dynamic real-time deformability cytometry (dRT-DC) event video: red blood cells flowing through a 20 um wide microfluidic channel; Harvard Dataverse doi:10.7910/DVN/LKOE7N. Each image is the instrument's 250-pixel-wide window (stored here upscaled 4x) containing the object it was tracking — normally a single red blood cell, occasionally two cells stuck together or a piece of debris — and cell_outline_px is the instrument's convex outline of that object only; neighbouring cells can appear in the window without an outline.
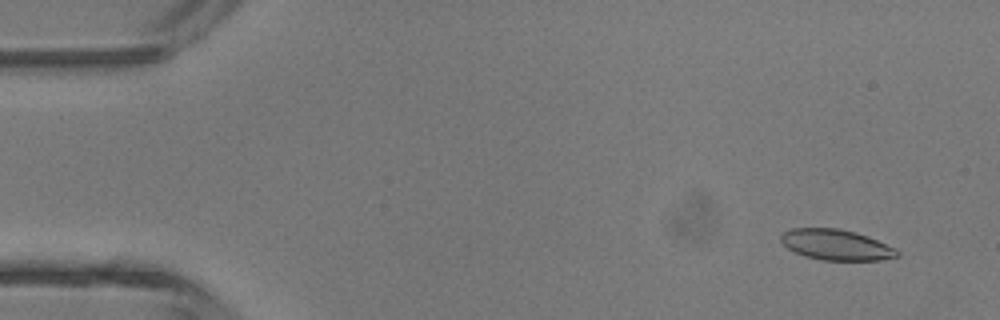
{"species": "common noctule bat (a hibernating species)", "species_latin": "Nyctalus noctula", "temperature_condition": "room temperature", "stored_images_in_passage": 47, "camera_frame_rate_fps": 3000, "um_per_image_px": 0.085, "animal": {"sex": "male", "body_mass_g": 13.3}, "frame": {"image": 1, "passage_image": 4, "time_ms": 1.0, "image_size_px": [1000, 320], "cell_outline_px": [[900, 256], [880, 260], [824, 260], [804, 256], [788, 248], [780, 240], [780, 236], [784, 232], [792, 228], [840, 228], [856, 232], [868, 236], [896, 248], [900, 252]], "centroid_in_image_um": [71.1, 20.8], "position_along_channel_um": 13.9, "area_um2": 20.81}}
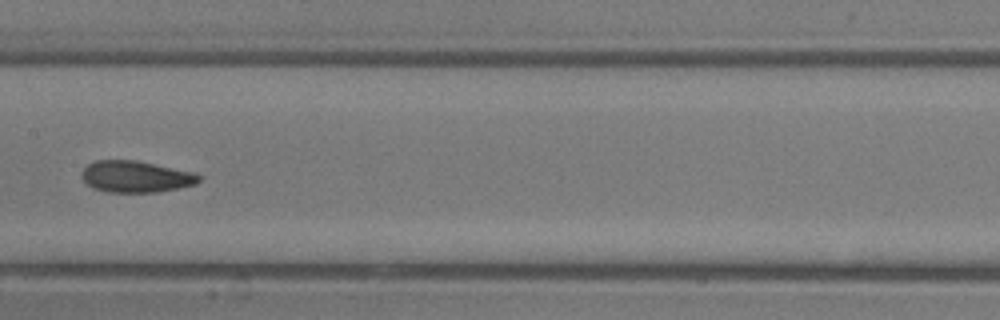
{"frame": {"image": 2, "passage_image": 24, "time_ms": 7.667, "image_size_px": [1000, 320], "cell_outline_px": [[200, 180], [196, 184], [156, 192], [108, 192], [92, 188], [80, 176], [80, 172], [88, 164], [96, 160], [136, 160], [196, 172], [200, 176]], "centroid_in_image_um": [11.53, 15.0], "position_along_channel_um": 195.9, "area_um2": 21.62}}
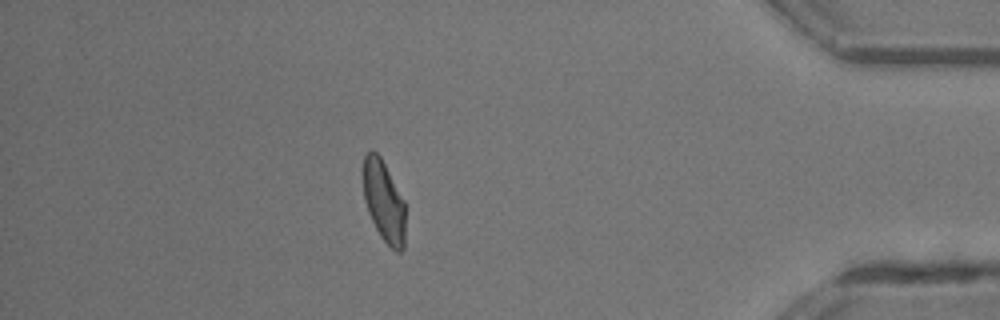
{"frame": {"image": 3, "passage_image": 41, "time_ms": 13.333, "image_size_px": [1000, 320], "cell_outline_px": [[404, 248], [400, 252], [396, 252], [380, 236], [368, 212], [364, 200], [360, 172], [364, 156], [372, 148], [380, 156], [404, 200]], "centroid_in_image_um": [32.57, 17.05], "position_along_channel_um": 402.6, "area_um2": 20.29}, "authors_computed_cell_mechanics": {"area_um2": 21.097, "velocity_mm_per_s": 4.4618, "shape_relaxation_time_tau1_ms": 7.1523, "shape_relaxation_time_tau2_ms": 2.5789, "deformation_change_tau1": 0.1784, "deformation_change_tau2": 0.105}}